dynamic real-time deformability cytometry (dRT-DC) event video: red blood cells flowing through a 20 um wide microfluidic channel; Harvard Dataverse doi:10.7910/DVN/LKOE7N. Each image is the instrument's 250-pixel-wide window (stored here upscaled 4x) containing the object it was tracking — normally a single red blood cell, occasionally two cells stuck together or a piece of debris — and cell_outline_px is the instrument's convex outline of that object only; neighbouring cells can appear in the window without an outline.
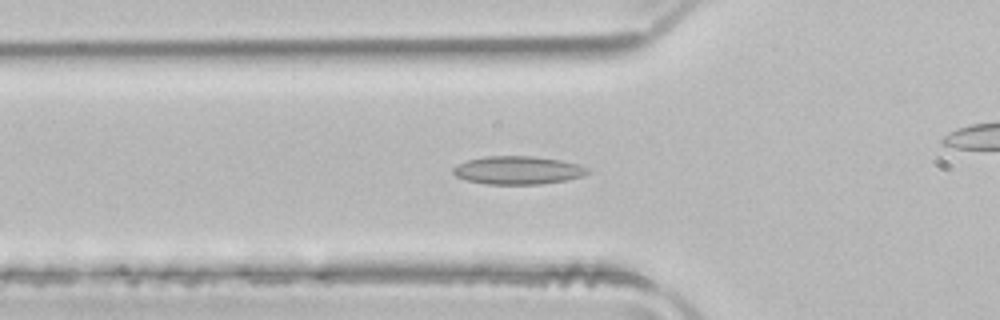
{"species": "common noctule bat (a hibernating species)", "species_latin": "Nyctalus noctula", "temperature_condition": "room temperature", "stored_images_in_passage": 48, "camera_frame_rate_fps": 3000, "um_per_image_px": 0.085, "animal": {"sex": "male", "body_mass_g": 21.5, "forearm_length_mm": 52.0}, "frame": {"image": 1, "passage_image": 16, "time_ms": 5.0, "image_size_px": [1000, 320], "cell_outline_px": [[588, 172], [584, 176], [564, 180], [540, 184], [488, 184], [468, 180], [456, 176], [452, 172], [452, 168], [468, 160], [484, 156], [532, 156], [560, 160], [576, 164], [588, 168]], "centroid_in_image_um": [44.01, 14.47], "position_along_channel_um": 81.8, "area_um2": 21.79}}
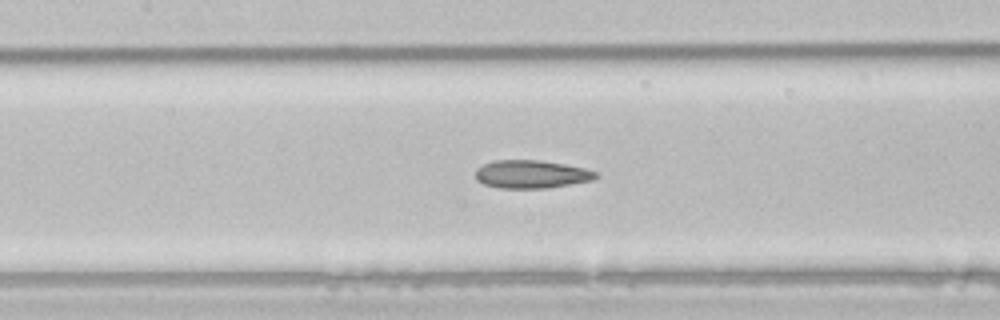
{"frame": {"image": 2, "passage_image": 22, "time_ms": 7.0, "image_size_px": [1000, 320], "cell_outline_px": [[600, 176], [592, 180], [548, 188], [496, 188], [484, 184], [476, 180], [476, 168], [492, 160], [540, 160], [564, 164], [584, 168], [596, 172]], "centroid_in_image_um": [45.14, 14.81], "position_along_channel_um": 162.3, "area_um2": 19.77}}
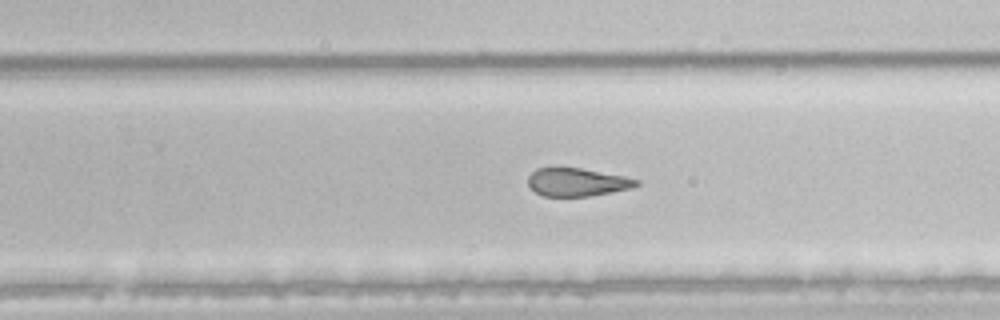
{"frame": {"image": 3, "passage_image": 31, "time_ms": 10.0, "image_size_px": [1000, 320], "cell_outline_px": [[640, 184], [632, 188], [612, 192], [588, 196], [544, 196], [536, 192], [528, 184], [528, 176], [536, 168], [556, 164], [580, 168], [624, 176], [640, 180]], "centroid_in_image_um": [49.01, 15.44], "position_along_channel_um": 280.8, "area_um2": 18.26}, "authors_computed_cell_mechanics": {"area_um2": 21.1837, "velocity_mm_per_s": 3.9753, "shape_relaxation_time_tau1_ms": null, "shape_relaxation_time_tau2_ms": 1.9356, "deformation_change_tau1": null, "deformation_change_tau2": 0.0986}}